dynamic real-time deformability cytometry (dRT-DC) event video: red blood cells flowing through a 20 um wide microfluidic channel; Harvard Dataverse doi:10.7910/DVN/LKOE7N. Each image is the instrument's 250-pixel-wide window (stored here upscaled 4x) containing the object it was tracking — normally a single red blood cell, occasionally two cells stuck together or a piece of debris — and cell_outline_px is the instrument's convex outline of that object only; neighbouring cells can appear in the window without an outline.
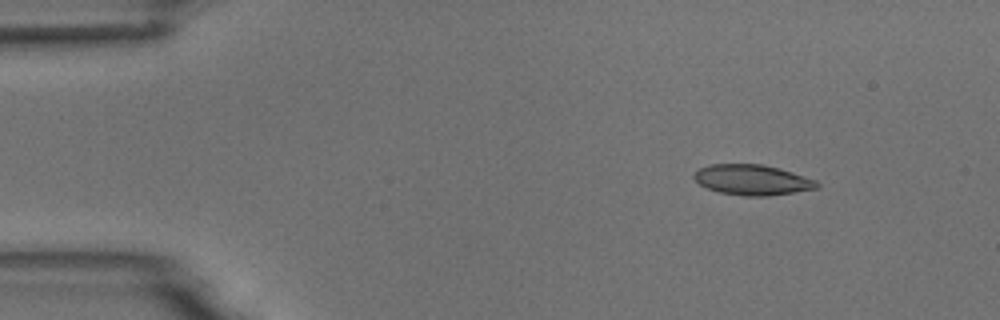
{"species": "common noctule bat (a hibernating species)", "species_latin": "Nyctalus noctula", "temperature_condition": "room temperature", "stored_images_in_passage": 10, "camera_frame_rate_fps": 3000, "um_per_image_px": 0.085, "animal": {"sex": "male", "body_mass_g": 18.8}, "frame": {"image": 1, "passage_image": 2, "time_ms": 1.0, "image_size_px": [1000, 320], "cell_outline_px": [[820, 188], [768, 196], [744, 196], [720, 192], [708, 188], [700, 184], [692, 176], [700, 168], [708, 164], [764, 164], [792, 172], [816, 180], [820, 184]], "centroid_in_image_um": [63.97, 15.29], "position_along_channel_um": 21.0, "area_um2": 21.73}}
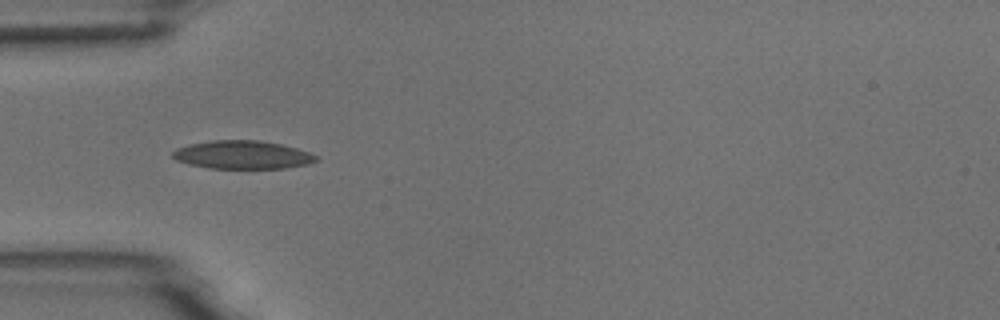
{"frame": {"image": 2, "passage_image": 5, "time_ms": 4.333, "image_size_px": [1000, 320], "cell_outline_px": [[320, 160], [308, 164], [284, 168], [208, 168], [188, 164], [176, 160], [172, 156], [172, 152], [176, 148], [188, 144], [212, 140], [260, 140], [280, 144], [296, 148], [308, 152], [316, 156]], "centroid_in_image_um": [20.58, 13.15], "position_along_channel_um": 64.4, "area_um2": 23.64}}
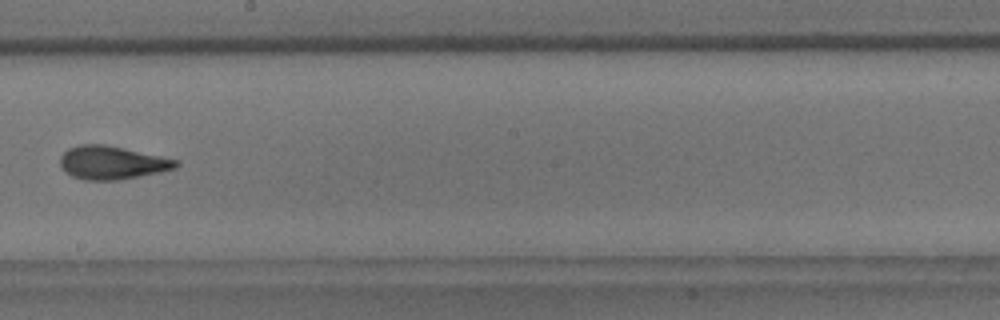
{"frame": {"image": 3, "passage_image": 9, "time_ms": 9.0, "image_size_px": [1000, 320], "cell_outline_px": [[180, 164], [176, 168], [160, 172], [116, 180], [84, 180], [72, 176], [64, 172], [60, 164], [60, 156], [68, 148], [80, 144], [104, 144], [124, 148], [180, 160]], "centroid_in_image_um": [9.51, 13.82], "position_along_channel_um": 238.7, "area_um2": 22.54}}